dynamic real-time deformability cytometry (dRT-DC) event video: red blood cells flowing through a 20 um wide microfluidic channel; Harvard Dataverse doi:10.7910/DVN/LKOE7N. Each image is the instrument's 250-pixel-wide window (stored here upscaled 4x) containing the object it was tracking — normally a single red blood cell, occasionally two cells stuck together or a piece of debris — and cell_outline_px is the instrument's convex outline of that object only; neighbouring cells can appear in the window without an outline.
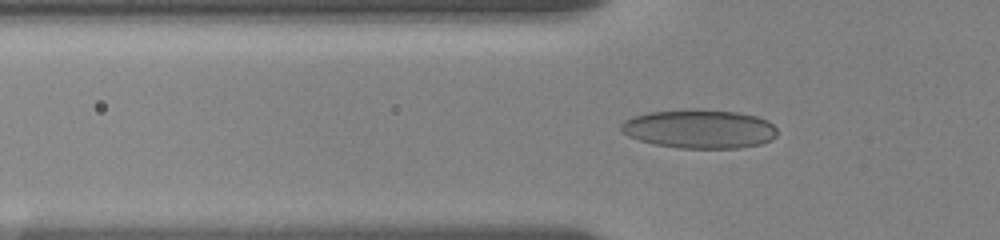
{"species": "human", "species_latin": "Homo sapiens", "temperature_condition": "room temperature", "stored_images_in_passage": 105, "camera_frame_rate_fps": 3000, "um_per_image_px": 0.085, "donor": {"sex": "female"}, "frame": {"image": 1, "passage_image": 41, "time_ms": 6.0, "image_size_px": [1000, 240], "cell_outline_px": [[776, 136], [772, 140], [760, 144], [740, 148], [680, 148], [652, 144], [628, 136], [620, 128], [620, 124], [624, 120], [632, 116], [648, 112], [736, 112], [756, 116], [768, 120], [776, 128]], "centroid_in_image_um": [59.46, 11.01], "position_along_channel_um": 66.3, "area_um2": 34.39}}
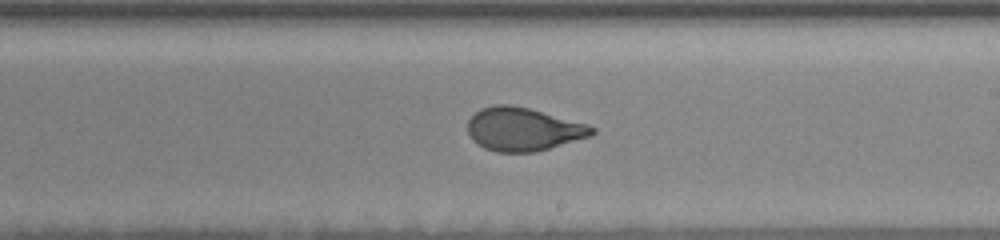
{"frame": {"image": 2, "passage_image": 74, "time_ms": 11.0, "image_size_px": [1000, 240], "cell_outline_px": [[596, 132], [592, 136], [536, 152], [496, 152], [484, 148], [472, 140], [468, 132], [468, 120], [480, 108], [496, 104], [508, 104], [528, 108], [588, 124], [596, 128]], "centroid_in_image_um": [44.48, 10.99], "position_along_channel_um": 244.5, "area_um2": 31.44}}
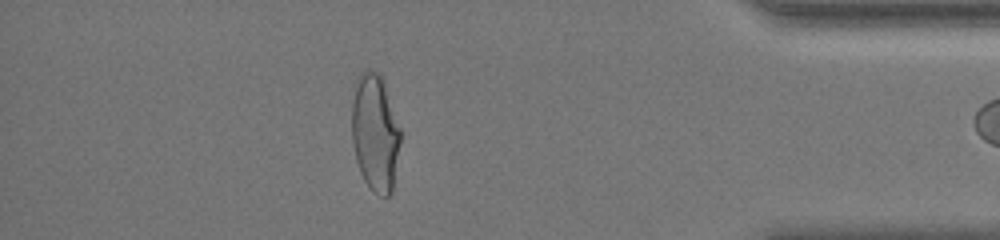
{"frame": {"image": 3, "passage_image": 103, "time_ms": 16.333, "image_size_px": [1000, 240], "cell_outline_px": [[400, 144], [392, 192], [388, 196], [380, 196], [372, 192], [368, 188], [360, 172], [356, 160], [352, 144], [352, 104], [356, 80], [360, 72], [368, 68], [376, 72], [380, 76], [384, 84], [400, 128]], "centroid_in_image_um": [31.87, 11.32], "position_along_channel_um": 403.3, "area_um2": 33.29}}